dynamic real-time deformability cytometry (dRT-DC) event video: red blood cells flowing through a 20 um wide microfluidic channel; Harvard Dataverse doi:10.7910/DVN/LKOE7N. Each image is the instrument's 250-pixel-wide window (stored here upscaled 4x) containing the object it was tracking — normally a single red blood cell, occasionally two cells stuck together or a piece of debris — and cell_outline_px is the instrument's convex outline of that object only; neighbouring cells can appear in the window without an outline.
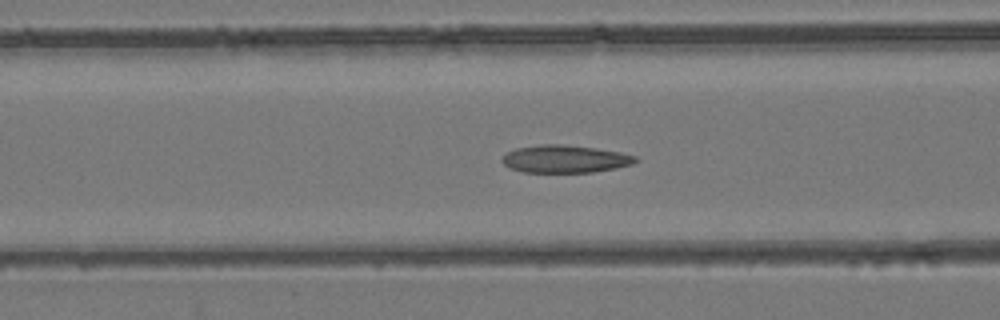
{"species": "common noctule bat (a hibernating species)", "species_latin": "Nyctalus noctula", "temperature_condition": "room temperature", "stored_images_in_passage": 54, "camera_frame_rate_fps": 3000, "um_per_image_px": 0.085, "animal": {"sex": "female", "body_mass_g": 24.6, "forearm_length_mm": 56.2}, "frame": {"image": 1, "passage_image": 22, "time_ms": 7.0, "image_size_px": [1000, 320], "cell_outline_px": [[640, 160], [632, 164], [616, 168], [592, 172], [520, 172], [504, 164], [500, 160], [508, 152], [516, 148], [540, 144], [560, 144], [596, 148], [620, 152], [636, 156]], "centroid_in_image_um": [48.04, 13.51], "position_along_channel_um": 118.6, "area_um2": 21.44}}
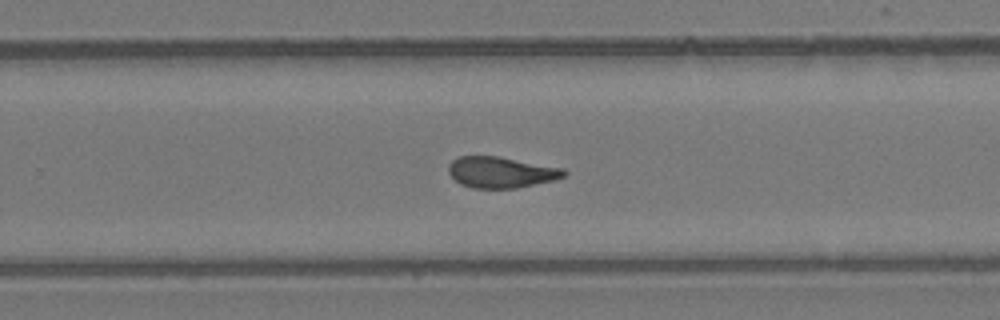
{"frame": {"image": 2, "passage_image": 35, "time_ms": 11.333, "image_size_px": [1000, 320], "cell_outline_px": [[568, 172], [564, 176], [556, 180], [516, 188], [472, 188], [460, 184], [448, 172], [448, 164], [452, 160], [460, 156], [500, 156], [564, 168]], "centroid_in_image_um": [42.61, 14.64], "position_along_channel_um": 287.2, "area_um2": 21.1}}
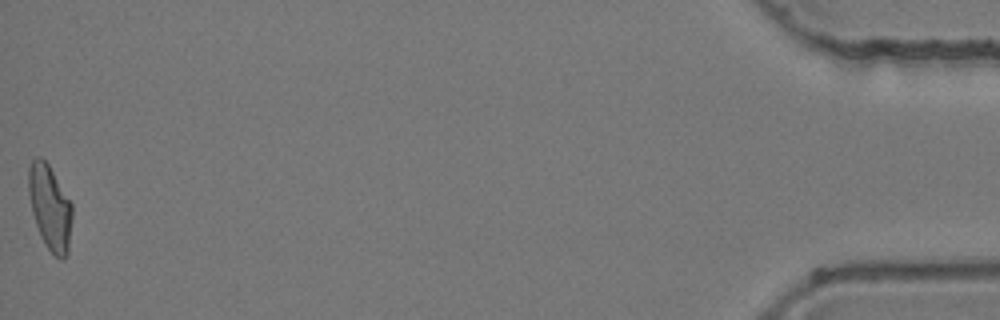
{"frame": {"image": 3, "passage_image": 54, "time_ms": 17.667, "image_size_px": [1000, 320], "cell_outline_px": [[72, 220], [68, 252], [64, 260], [60, 260], [44, 244], [40, 236], [32, 212], [28, 192], [28, 168], [32, 160], [36, 156], [40, 156], [48, 164], [72, 204]], "centroid_in_image_um": [4.24, 17.65], "position_along_channel_um": 431.0, "area_um2": 21.62}, "authors_computed_cell_mechanics": {"area_um2": 21.5594, "velocity_mm_per_s": 3.904, "shape_relaxation_time_tau1_ms": null, "shape_relaxation_time_tau2_ms": 2.6748, "deformation_change_tau1": null, "deformation_change_tau2": 0.0943}}